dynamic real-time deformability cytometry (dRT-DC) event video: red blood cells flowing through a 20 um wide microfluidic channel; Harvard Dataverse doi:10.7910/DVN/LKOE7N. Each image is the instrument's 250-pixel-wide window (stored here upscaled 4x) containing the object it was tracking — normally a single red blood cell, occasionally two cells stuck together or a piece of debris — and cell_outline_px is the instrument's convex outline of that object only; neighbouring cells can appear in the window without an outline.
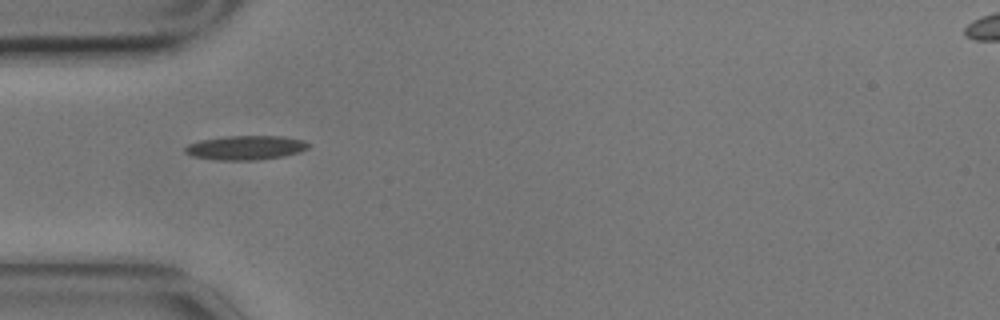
{"species": "common noctule bat (a hibernating species)", "species_latin": "Nyctalus noctula", "temperature_condition": "cold", "stored_images_in_passage": 5, "camera_frame_rate_fps": 3000, "um_per_image_px": 0.085, "animal": {"sex": "male", "body_mass_g": 17.9}, "frame": {"image": 1, "passage_image": 1, "time_ms": 0.0, "image_size_px": [1000, 320], "cell_outline_px": [[312, 144], [308, 148], [300, 152], [284, 156], [256, 160], [216, 160], [192, 156], [184, 152], [184, 148], [188, 144], [200, 140], [224, 136], [280, 136], [304, 140]], "centroid_in_image_um": [20.89, 12.55], "position_along_channel_um": 64.1, "area_um2": 17.57}}